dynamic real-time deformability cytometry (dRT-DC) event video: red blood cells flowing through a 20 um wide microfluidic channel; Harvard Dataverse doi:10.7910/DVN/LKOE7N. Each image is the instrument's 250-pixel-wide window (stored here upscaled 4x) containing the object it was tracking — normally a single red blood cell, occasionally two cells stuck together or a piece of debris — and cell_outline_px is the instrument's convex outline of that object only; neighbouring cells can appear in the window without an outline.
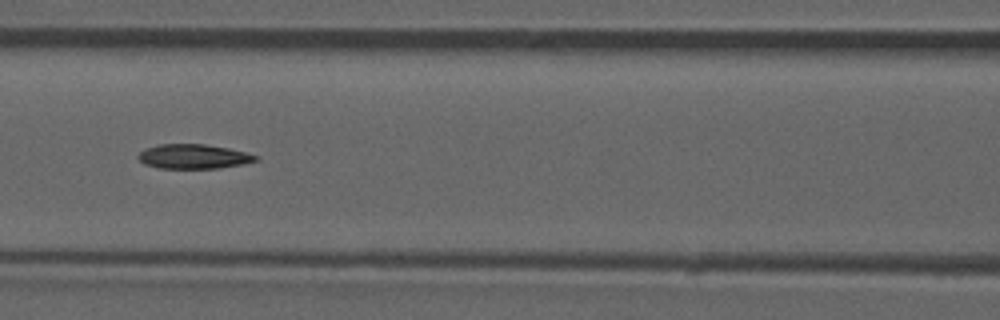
{"species": "common noctule bat (a hibernating species)", "species_latin": "Nyctalus noctula", "temperature_condition": "room temperature", "stored_images_in_passage": 52, "camera_frame_rate_fps": 3000, "um_per_image_px": 0.085, "animal": {"sex": "male", "forearm_length_mm": 52.5}, "frame": {"image": 1, "passage_image": 23, "time_ms": 7.333, "image_size_px": [1000, 320], "cell_outline_px": [[260, 160], [244, 164], [220, 168], [160, 168], [144, 164], [136, 156], [144, 148], [160, 144], [204, 144], [228, 148], [260, 156]], "centroid_in_image_um": [16.47, 13.3], "position_along_channel_um": 150.1, "area_um2": 16.88}, "authors_computed_cell_mechanics": {"area_um2": 17.0799, "velocity_mm_per_s": 3.9198, "shape_relaxation_time_tau1_ms": 9.4886, "shape_relaxation_time_tau2_ms": null, "deformation_change_tau1": 0.1968, "deformation_change_tau2": null}}